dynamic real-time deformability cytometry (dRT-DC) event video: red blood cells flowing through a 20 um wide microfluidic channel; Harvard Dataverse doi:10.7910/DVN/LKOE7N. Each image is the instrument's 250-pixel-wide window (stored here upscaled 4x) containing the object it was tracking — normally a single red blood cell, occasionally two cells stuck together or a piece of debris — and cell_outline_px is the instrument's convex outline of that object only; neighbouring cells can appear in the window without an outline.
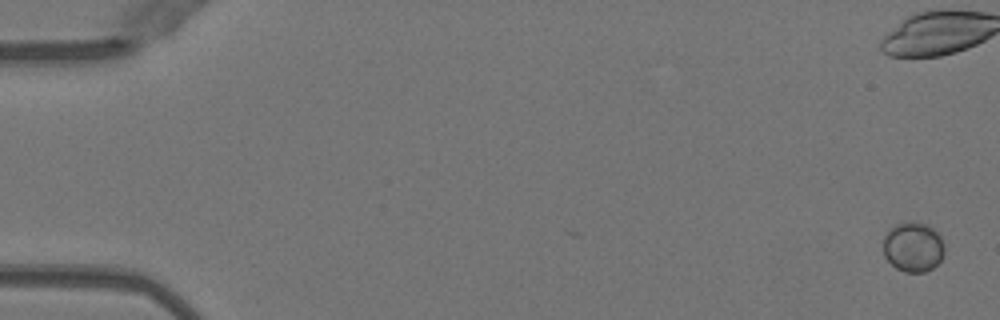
{"species": "Egyptian fruit bat (a non-hibernating species)", "species_latin": "Rousettus aegyptiacus", "temperature_condition": "warm", "stored_images_in_passage": 38, "camera_frame_rate_fps": 3000, "um_per_image_px": 0.085, "animal": {"sex": "female"}, "frame": {"image": 1, "passage_image": 1, "time_ms": 0.0, "image_size_px": [1000, 320], "cell_outline_px": [[944, 252], [940, 260], [932, 268], [924, 272], [904, 272], [896, 268], [884, 256], [884, 236], [888, 228], [896, 224], [908, 220], [928, 224], [940, 236], [944, 244]], "centroid_in_image_um": [77.6, 20.96], "position_along_channel_um": 7.4, "area_um2": 17.92}}